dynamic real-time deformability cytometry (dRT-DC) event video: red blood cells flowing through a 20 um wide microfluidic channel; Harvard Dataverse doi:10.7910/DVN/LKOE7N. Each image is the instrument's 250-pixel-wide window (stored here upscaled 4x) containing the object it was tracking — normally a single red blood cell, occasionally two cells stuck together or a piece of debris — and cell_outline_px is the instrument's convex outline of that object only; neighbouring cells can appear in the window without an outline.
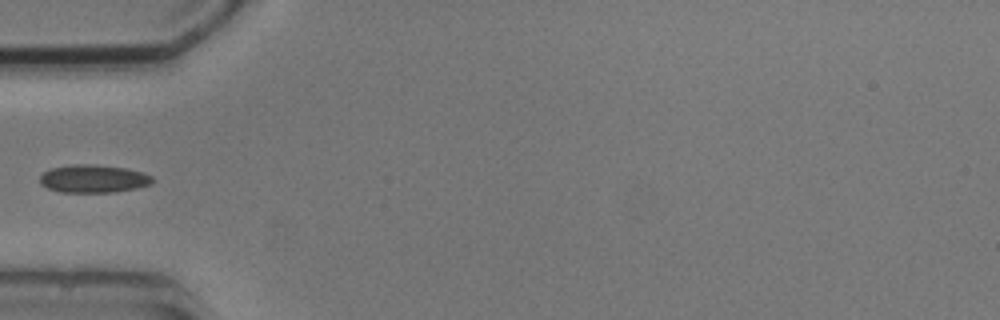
{"species": "common noctule bat (a hibernating species)", "species_latin": "Nyctalus noctula", "temperature_condition": "cold", "stored_images_in_passage": 6, "camera_frame_rate_fps": 3000, "um_per_image_px": 0.085, "animal": {"sex": "male", "body_mass_g": 20.5, "forearm_length_mm": 52.5}, "frame": {"image": 1, "passage_image": 5, "time_ms": 5.667, "image_size_px": [1000, 320], "cell_outline_px": [[156, 180], [152, 184], [136, 188], [112, 192], [60, 192], [48, 188], [40, 184], [40, 176], [44, 172], [52, 168], [72, 164], [92, 164], [124, 168], [144, 172], [152, 176]], "centroid_in_image_um": [7.97, 15.19], "position_along_channel_um": 77.0, "area_um2": 18.38}}